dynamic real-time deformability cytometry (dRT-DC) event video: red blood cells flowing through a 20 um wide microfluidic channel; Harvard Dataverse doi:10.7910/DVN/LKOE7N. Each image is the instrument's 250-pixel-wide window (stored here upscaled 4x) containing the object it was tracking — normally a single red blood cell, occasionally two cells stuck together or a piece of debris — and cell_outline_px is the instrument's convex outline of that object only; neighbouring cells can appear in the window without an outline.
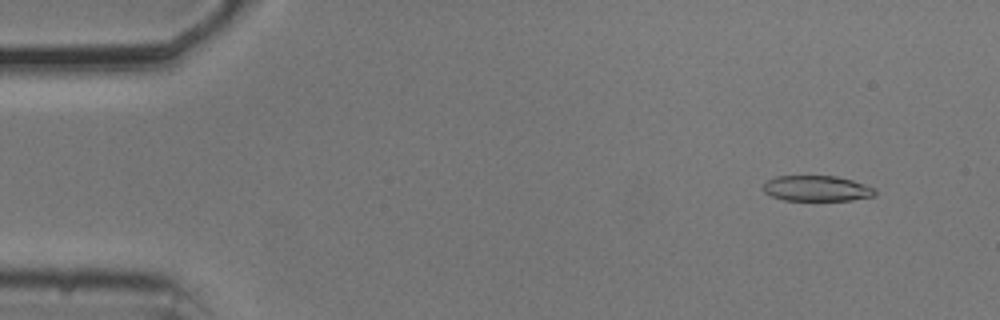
{"species": "common noctule bat (a hibernating species)", "species_latin": "Nyctalus noctula", "temperature_condition": "cold", "stored_images_in_passage": 54, "camera_frame_rate_fps": 3000, "um_per_image_px": 0.085, "animal": {"sex": "male", "body_mass_g": 20.5, "forearm_length_mm": 52.5}, "frame": {"image": 1, "passage_image": 5, "time_ms": 1.333, "image_size_px": [1000, 320], "cell_outline_px": [[876, 196], [852, 200], [784, 200], [772, 196], [764, 192], [760, 188], [768, 180], [776, 176], [836, 176], [852, 180], [876, 188]], "centroid_in_image_um": [69.43, 16.02], "position_along_channel_um": 15.6, "area_um2": 16.76}}
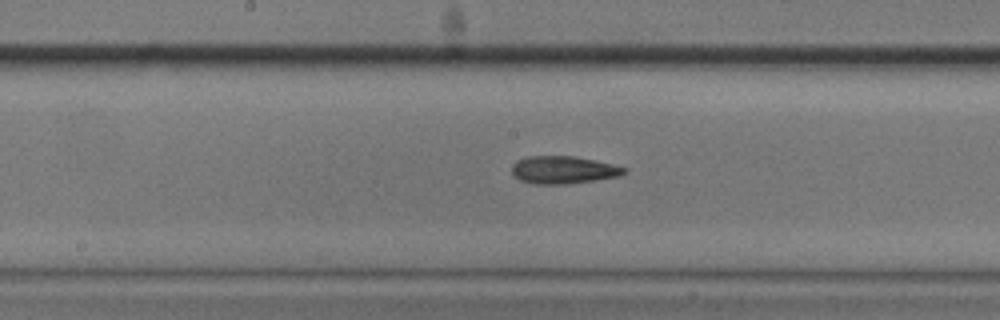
{"frame": {"image": 2, "passage_image": 28, "time_ms": 9.0, "image_size_px": [1000, 320], "cell_outline_px": [[628, 172], [620, 176], [596, 180], [568, 184], [532, 184], [520, 180], [512, 172], [512, 164], [516, 160], [528, 156], [576, 156], [596, 160], [628, 168]], "centroid_in_image_um": [47.91, 14.44], "position_along_channel_um": 200.3, "area_um2": 18.32}}
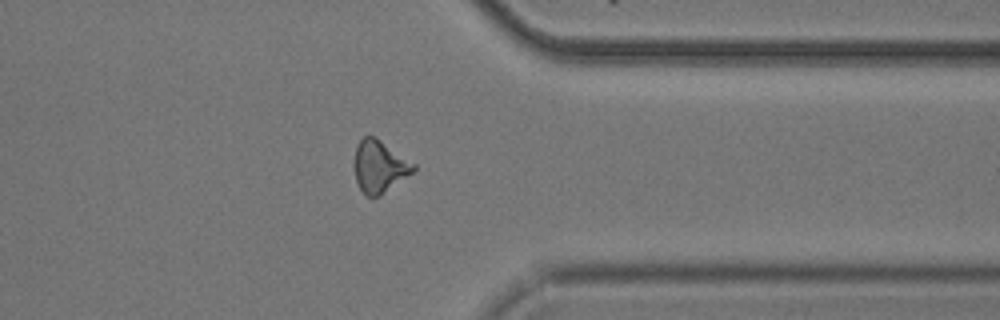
{"frame": {"image": 3, "passage_image": 43, "time_ms": 14.0, "image_size_px": [1000, 320], "cell_outline_px": [[416, 168], [412, 172], [380, 196], [372, 200], [360, 188], [356, 180], [356, 144], [364, 136], [372, 136], [380, 140], [416, 164]], "centroid_in_image_um": [32.27, 14.17], "position_along_channel_um": 379.1, "area_um2": 17.57}, "authors_computed_cell_mechanics": {"area_um2": 17.8602, "velocity_mm_per_s": 3.7115, "shape_relaxation_time_tau1_ms": 3.6487, "shape_relaxation_time_tau2_ms": 5.5272, "deformation_change_tau1": 0.1186, "deformation_change_tau2": 0.1798}}